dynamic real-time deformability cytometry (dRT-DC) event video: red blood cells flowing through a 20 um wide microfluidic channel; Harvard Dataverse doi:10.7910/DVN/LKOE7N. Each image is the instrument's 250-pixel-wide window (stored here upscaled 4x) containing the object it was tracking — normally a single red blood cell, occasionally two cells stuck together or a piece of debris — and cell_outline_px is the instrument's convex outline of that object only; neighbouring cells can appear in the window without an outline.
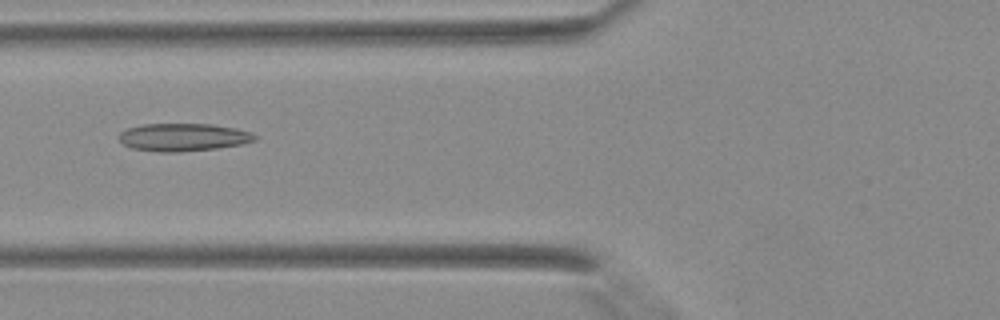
{"species": "Egyptian fruit bat (a non-hibernating species)", "species_latin": "Rousettus aegyptiacus", "temperature_condition": "warm", "stored_images_in_passage": 35, "segment_of_instrument_passage": [1, 2], "camera_frame_rate_fps": 3000, "um_per_image_px": 0.085, "animal": {"sex": "female"}, "frame": {"image": 1, "passage_image": 9, "time_ms": 2.667, "image_size_px": [1000, 320], "cell_outline_px": [[256, 140], [240, 144], [216, 148], [176, 152], [160, 152], [132, 148], [124, 144], [120, 140], [120, 132], [128, 128], [144, 124], [212, 124], [236, 128], [252, 132], [256, 136]], "centroid_in_image_um": [15.59, 11.65], "position_along_channel_um": 110.2, "area_um2": 21.79}}
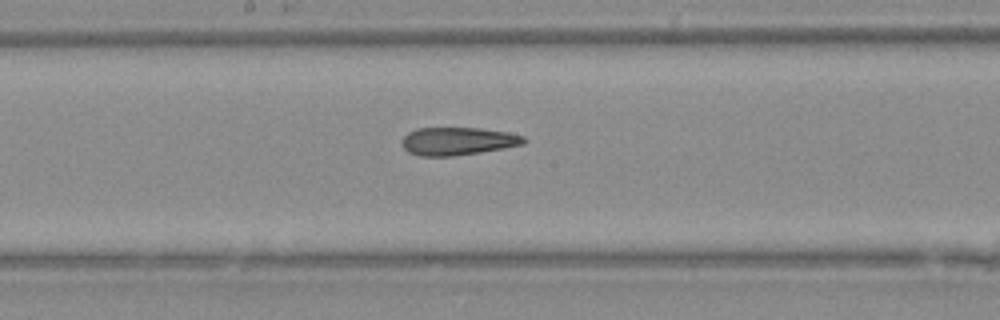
{"frame": {"image": 2, "passage_image": 15, "time_ms": 4.667, "image_size_px": [1000, 320], "cell_outline_px": [[528, 140], [524, 144], [504, 148], [480, 152], [452, 156], [420, 156], [408, 152], [400, 144], [400, 140], [408, 132], [416, 128], [480, 128], [508, 132], [524, 136]], "centroid_in_image_um": [38.89, 11.99], "position_along_channel_um": 209.3, "area_um2": 20.0}}
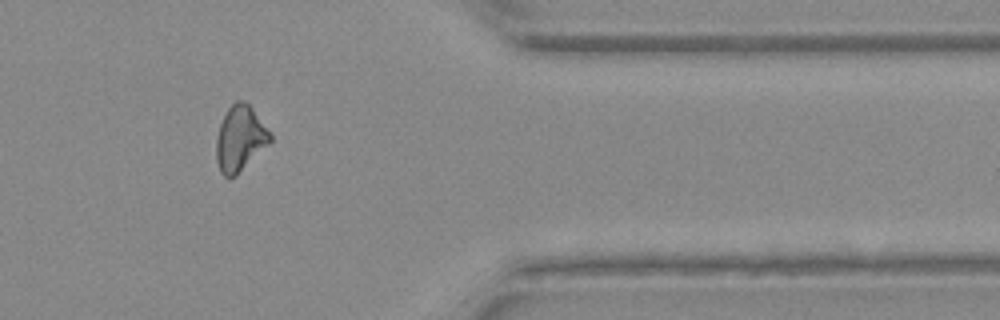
{"frame": {"image": 3, "passage_image": 27, "time_ms": 8.667, "image_size_px": [1000, 320], "cell_outline_px": [[272, 140], [236, 176], [228, 180], [220, 172], [216, 160], [216, 140], [220, 124], [228, 108], [236, 100], [244, 100], [252, 108], [272, 136]], "centroid_in_image_um": [20.38, 11.81], "position_along_channel_um": 391.0, "area_um2": 20.4}}